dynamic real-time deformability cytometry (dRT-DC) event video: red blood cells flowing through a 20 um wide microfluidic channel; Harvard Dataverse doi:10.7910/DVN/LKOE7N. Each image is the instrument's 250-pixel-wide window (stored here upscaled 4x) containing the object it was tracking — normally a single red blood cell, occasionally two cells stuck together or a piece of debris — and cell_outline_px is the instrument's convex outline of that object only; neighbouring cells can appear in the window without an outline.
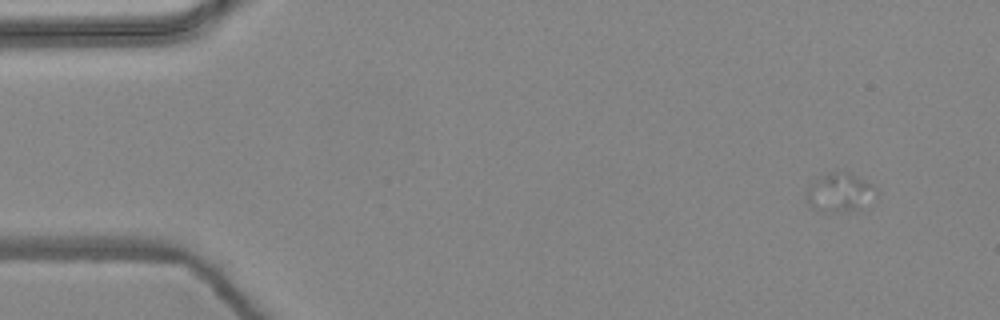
{"species": "common noctule bat (a hibernating species)", "species_latin": "Nyctalus noctula", "temperature_condition": "warm", "stored_images_in_passage": 7, "camera_frame_rate_fps": 3000, "um_per_image_px": 0.085, "animal": {"sex": "female", "body_mass_g": 24.6, "forearm_length_mm": 56.2}, "frame": {"image": 1, "passage_image": 2, "time_ms": 0.333, "image_size_px": [1000, 320], "cell_outline_px": [[876, 188], [856, 208], [848, 212], [828, 212], [812, 208], [808, 204], [804, 196], [816, 180], [820, 176], [828, 172], [848, 172], [872, 184]], "centroid_in_image_um": [71.25, 16.35], "position_along_channel_um": 13.8, "area_um2": 14.8}}
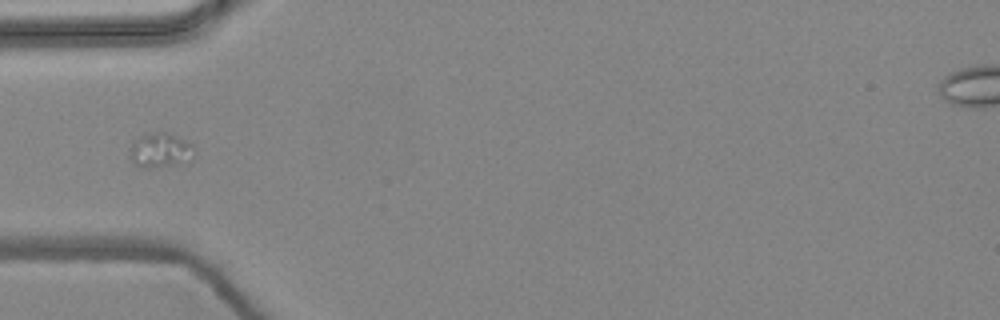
{"frame": {"image": 2, "passage_image": 5, "time_ms": 1.333, "image_size_px": [1000, 320], "cell_outline_px": [[196, 152], [192, 160], [184, 164], [148, 168], [140, 168], [128, 156], [132, 140], [140, 136], [152, 132], [168, 132], [192, 144]], "centroid_in_image_um": [13.64, 12.79], "position_along_channel_um": 71.4, "area_um2": 13.47}}